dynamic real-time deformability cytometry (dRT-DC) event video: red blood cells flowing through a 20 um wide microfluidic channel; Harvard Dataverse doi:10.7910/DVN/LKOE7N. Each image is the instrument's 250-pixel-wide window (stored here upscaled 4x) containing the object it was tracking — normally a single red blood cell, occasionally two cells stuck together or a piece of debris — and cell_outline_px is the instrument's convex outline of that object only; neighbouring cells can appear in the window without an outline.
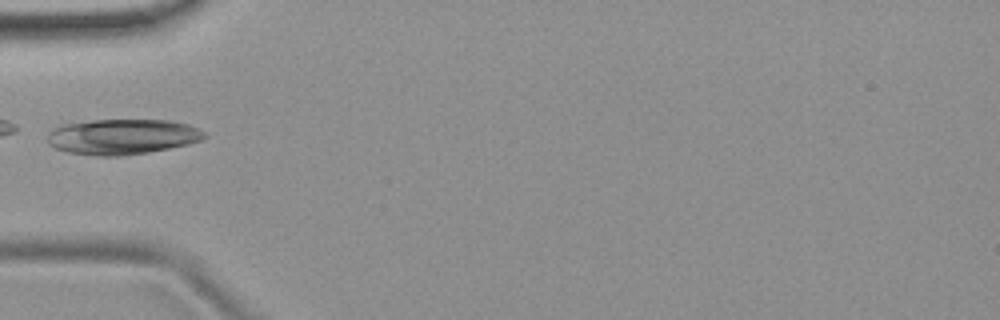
{"species": "common noctule bat (a hibernating species)", "species_latin": "Nyctalus noctula", "temperature_condition": "room temperature", "stored_images_in_passage": 4, "camera_frame_rate_fps": 3000, "um_per_image_px": 0.085, "animal": {"sex": "female", "body_mass_g": 19.9}, "frame": {"image": 1, "passage_image": 4, "time_ms": 4.333, "image_size_px": [1000, 320], "cell_outline_px": [[208, 136], [200, 140], [188, 144], [148, 152], [120, 156], [96, 156], [68, 152], [56, 148], [48, 144], [48, 132], [52, 128], [60, 124], [92, 120], [172, 120], [188, 124], [204, 132]], "centroid_in_image_um": [10.36, 11.61], "position_along_channel_um": 74.6, "area_um2": 32.48}}